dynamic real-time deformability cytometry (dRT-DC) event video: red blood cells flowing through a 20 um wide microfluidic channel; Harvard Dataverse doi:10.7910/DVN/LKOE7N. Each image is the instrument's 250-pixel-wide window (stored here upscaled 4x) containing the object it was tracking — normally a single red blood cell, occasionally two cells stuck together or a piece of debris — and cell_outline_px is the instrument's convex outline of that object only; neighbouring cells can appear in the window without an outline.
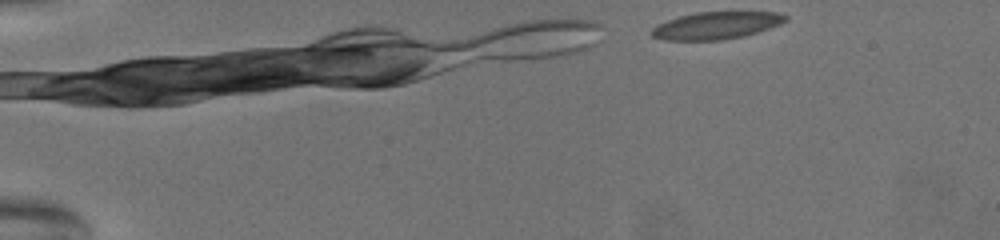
{"species": "common noctule bat (a hibernating species)", "species_latin": "Nyctalus noctula", "temperature_condition": "warm", "stored_images_in_passage": 47, "camera_frame_rate_fps": 3000, "um_per_image_px": 0.085, "animal": {"sex": "female", "body_mass_g": 19.5, "forearm_length_mm": 54.1}, "frame": {"image": 1, "passage_image": 1, "time_ms": 0.0, "image_size_px": [1000, 240], "cell_outline_px": [[788, 20], [780, 24], [744, 36], [720, 40], [664, 40], [652, 36], [648, 32], [652, 28], [668, 20], [680, 16], [696, 12], [776, 12], [788, 16]], "centroid_in_image_um": [60.87, 2.16], "position_along_channel_um": 24.1, "area_um2": 21.15}}
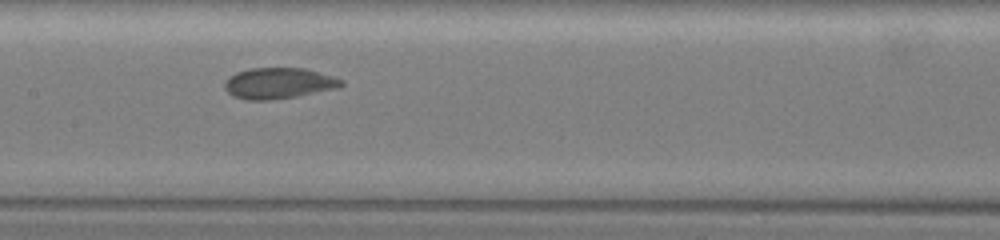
{"frame": {"image": 2, "passage_image": 21, "time_ms": 6.667, "image_size_px": [1000, 240], "cell_outline_px": [[344, 84], [340, 88], [296, 96], [272, 100], [248, 100], [232, 96], [224, 88], [224, 84], [236, 72], [248, 68], [304, 68], [332, 76], [344, 80]], "centroid_in_image_um": [23.71, 7.08], "position_along_channel_um": 183.7, "area_um2": 21.04}}
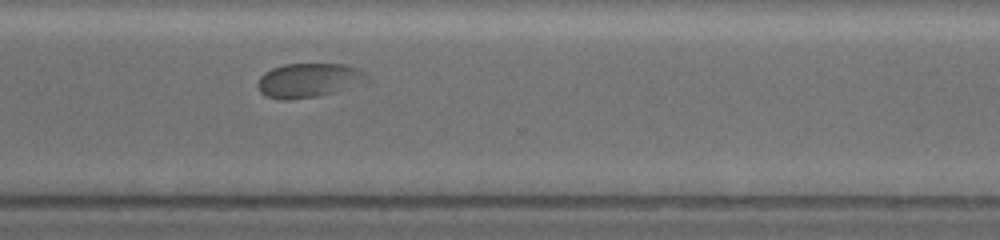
{"frame": {"image": 3, "passage_image": 37, "time_ms": 12.0, "image_size_px": [1000, 240], "cell_outline_px": [[372, 80], [332, 92], [316, 96], [288, 100], [280, 100], [264, 96], [260, 92], [256, 84], [260, 76], [264, 72], [272, 68], [284, 64], [344, 64], [360, 68], [368, 72]], "centroid_in_image_um": [26.25, 6.81], "position_along_channel_um": 344.3, "area_um2": 22.08}}